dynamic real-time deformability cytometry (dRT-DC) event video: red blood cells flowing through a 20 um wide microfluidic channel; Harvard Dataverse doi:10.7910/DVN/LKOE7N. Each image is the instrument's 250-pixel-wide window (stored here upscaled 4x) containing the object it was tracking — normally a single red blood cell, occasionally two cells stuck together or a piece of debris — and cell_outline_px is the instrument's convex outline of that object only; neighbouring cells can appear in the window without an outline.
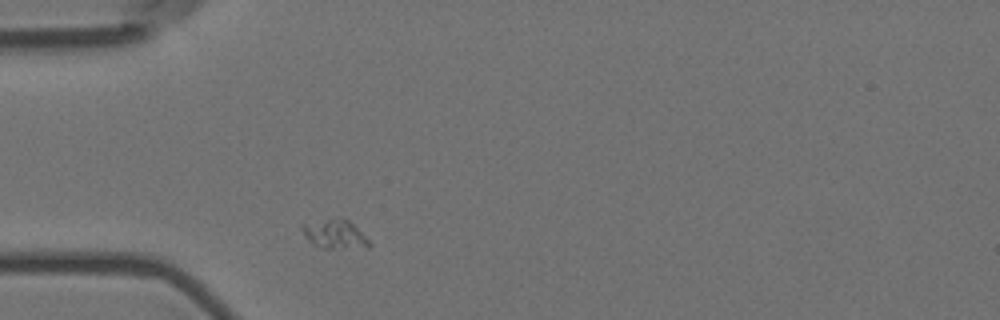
{"species": "Egyptian fruit bat (a non-hibernating species)", "species_latin": "Rousettus aegyptiacus", "temperature_condition": "room temperature", "stored_images_in_passage": 1, "camera_frame_rate_fps": 3000, "um_per_image_px": 0.085, "animal": {"sex": "female"}, "frame": {"image": 1, "passage_image": 1, "time_ms": 0.0, "image_size_px": [1000, 320], "cell_outline_px": [[372, 244], [368, 248], [324, 248], [312, 244], [304, 236], [300, 228], [300, 224], [336, 216], [348, 220]], "centroid_in_image_um": [28.41, 19.88], "position_along_channel_um": 56.6, "area_um2": 11.5}}